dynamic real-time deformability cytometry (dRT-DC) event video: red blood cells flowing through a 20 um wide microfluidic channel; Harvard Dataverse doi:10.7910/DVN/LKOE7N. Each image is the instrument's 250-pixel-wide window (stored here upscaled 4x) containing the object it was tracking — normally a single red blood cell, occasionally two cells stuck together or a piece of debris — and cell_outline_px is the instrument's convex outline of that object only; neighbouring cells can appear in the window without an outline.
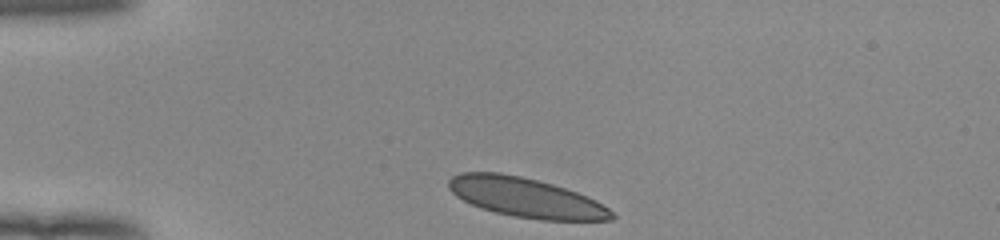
{"species": "human", "species_latin": "Homo sapiens", "temperature_condition": "room temperature", "stored_images_in_passage": 33, "camera_frame_rate_fps": 3000, "um_per_image_px": 0.085, "donor": {"sex": "female"}, "frame": {"image": 1, "passage_image": 1, "time_ms": 0.0, "image_size_px": [1000, 240], "cell_outline_px": [[616, 216], [612, 220], [540, 220], [516, 216], [496, 212], [480, 208], [456, 196], [448, 188], [448, 180], [452, 176], [460, 172], [500, 172], [520, 176], [552, 184], [588, 196], [596, 200], [608, 208]], "centroid_in_image_um": [44.69, 16.78], "position_along_channel_um": 40.3, "area_um2": 37.4}}
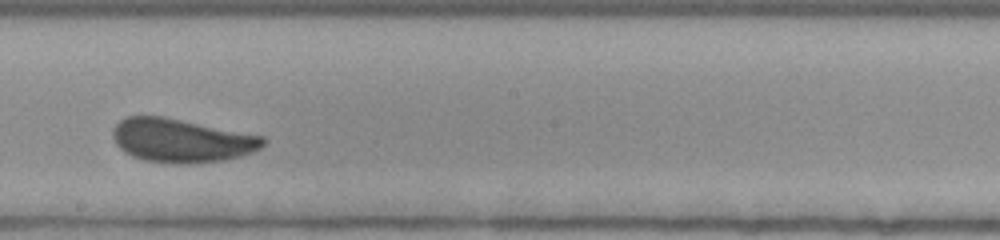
{"frame": {"image": 2, "passage_image": 19, "time_ms": 6.0, "image_size_px": [1000, 240], "cell_outline_px": [[268, 140], [260, 148], [252, 152], [240, 156], [220, 160], [188, 164], [172, 164], [144, 160], [132, 156], [124, 152], [116, 144], [112, 136], [112, 132], [116, 124], [120, 120], [128, 116], [164, 116], [264, 136]], "centroid_in_image_um": [15.41, 11.94], "position_along_channel_um": 232.8, "area_um2": 38.32}}
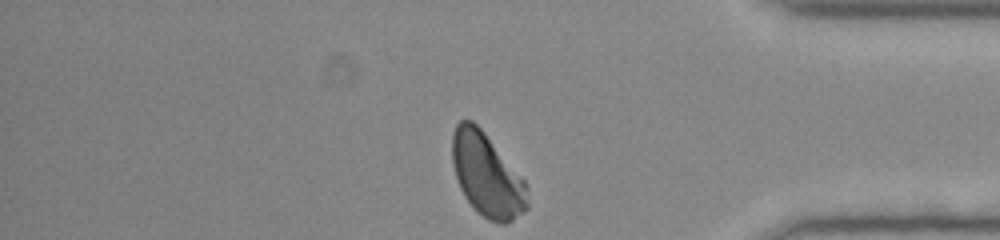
{"frame": {"image": 3, "passage_image": 33, "time_ms": 10.667, "image_size_px": [1000, 240], "cell_outline_px": [[528, 208], [508, 224], [500, 224], [488, 220], [464, 196], [460, 188], [452, 164], [452, 132], [456, 124], [460, 120], [472, 120], [484, 132], [524, 180], [528, 204]], "centroid_in_image_um": [41.37, 14.87], "position_along_channel_um": 393.8, "area_um2": 36.01}, "authors_computed_cell_mechanics": {"area_um2": 37.7434, "velocity_mm_per_s": 3.8738, "shape_relaxation_time_tau1_ms": 4.0205, "shape_relaxation_time_tau2_ms": null, "deformation_change_tau1": 0.1198, "deformation_change_tau2": null}}